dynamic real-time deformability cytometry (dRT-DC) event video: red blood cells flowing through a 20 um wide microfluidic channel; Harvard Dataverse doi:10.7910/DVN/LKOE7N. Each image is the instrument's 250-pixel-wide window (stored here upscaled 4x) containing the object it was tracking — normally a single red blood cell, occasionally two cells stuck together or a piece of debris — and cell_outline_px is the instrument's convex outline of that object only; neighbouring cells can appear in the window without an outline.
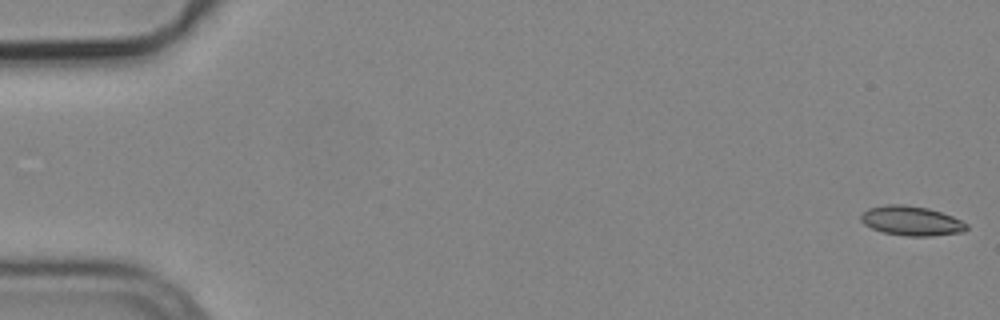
{"species": "common noctule bat (a hibernating species)", "species_latin": "Nyctalus noctula", "temperature_condition": "cold", "stored_images_in_passage": 54, "camera_frame_rate_fps": 3000, "um_per_image_px": 0.085, "animal": {"sex": "male", "body_mass_g": 19.2, "forearm_length_mm": 51.8}, "frame": {"image": 1, "passage_image": 1, "time_ms": 0.0, "image_size_px": [1000, 320], "cell_outline_px": [[968, 228], [964, 232], [932, 236], [908, 236], [884, 232], [872, 228], [864, 224], [860, 220], [860, 212], [868, 208], [888, 204], [904, 204], [928, 208], [952, 216], [968, 224]], "centroid_in_image_um": [77.45, 18.76], "position_along_channel_um": 7.5, "area_um2": 18.26}}
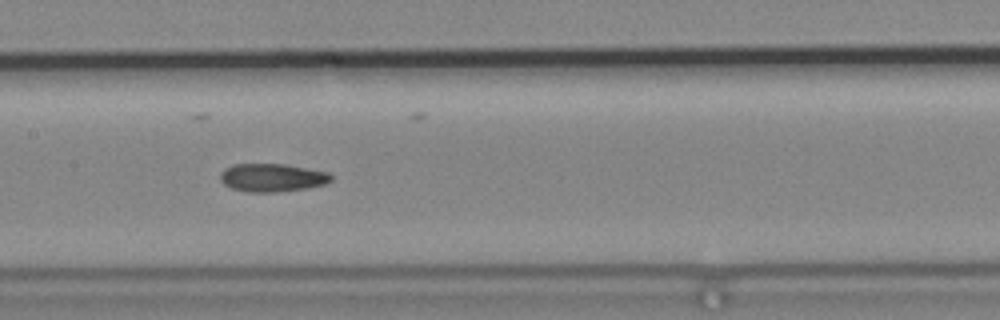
{"frame": {"image": 2, "passage_image": 27, "time_ms": 8.667, "image_size_px": [1000, 320], "cell_outline_px": [[332, 180], [324, 184], [304, 188], [276, 192], [248, 192], [232, 188], [224, 184], [220, 180], [220, 172], [224, 168], [232, 164], [284, 164], [328, 172], [332, 176]], "centroid_in_image_um": [23.09, 15.09], "position_along_channel_um": 184.3, "area_um2": 18.09}}
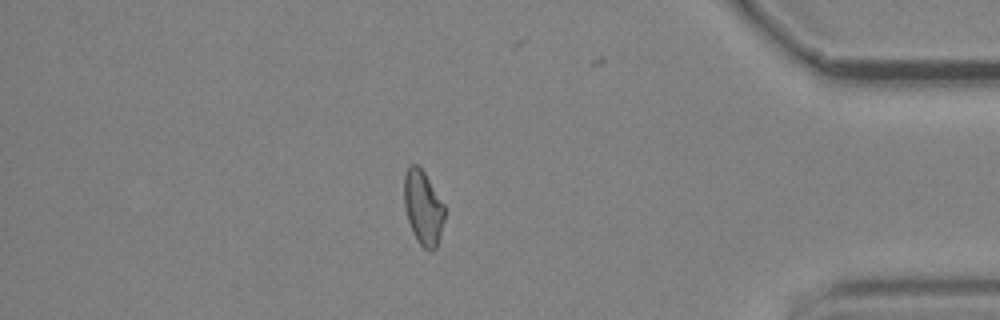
{"frame": {"image": 3, "passage_image": 47, "time_ms": 15.333, "image_size_px": [1000, 320], "cell_outline_px": [[444, 220], [436, 248], [428, 252], [416, 240], [412, 232], [404, 208], [404, 176], [408, 164], [416, 164], [424, 172], [444, 204]], "centroid_in_image_um": [35.94, 17.65], "position_along_channel_um": 399.3, "area_um2": 17.57}, "authors_computed_cell_mechanics": {"area_um2": 18.0336, "velocity_mm_per_s": 3.7766, "shape_relaxation_time_tau1_ms": null, "shape_relaxation_time_tau2_ms": 3.6586, "deformation_change_tau1": null, "deformation_change_tau2": 0.0951}}